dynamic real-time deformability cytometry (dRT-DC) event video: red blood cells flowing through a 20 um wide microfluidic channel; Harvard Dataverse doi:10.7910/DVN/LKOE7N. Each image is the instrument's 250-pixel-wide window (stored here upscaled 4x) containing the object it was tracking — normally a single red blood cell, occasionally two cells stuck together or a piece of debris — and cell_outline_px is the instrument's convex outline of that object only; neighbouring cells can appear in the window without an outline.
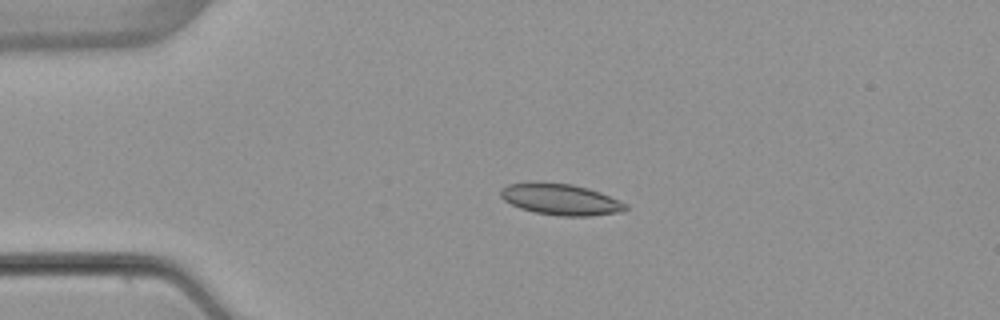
{"species": "common noctule bat (a hibernating species)", "species_latin": "Nyctalus noctula", "temperature_condition": "warm", "stored_images_in_passage": 5, "camera_frame_rate_fps": 3000, "um_per_image_px": 0.085, "animal": {"sex": "female", "body_mass_g": 22.7, "forearm_length_mm": 54.2}, "frame": {"image": 1, "passage_image": 4, "time_ms": 3.667, "image_size_px": [1000, 320], "cell_outline_px": [[628, 208], [620, 212], [588, 216], [560, 216], [536, 212], [520, 208], [504, 200], [500, 196], [500, 188], [508, 184], [532, 180], [572, 184], [588, 188], [600, 192], [628, 204]], "centroid_in_image_um": [47.61, 16.92], "position_along_channel_um": 37.4, "area_um2": 23.06}}